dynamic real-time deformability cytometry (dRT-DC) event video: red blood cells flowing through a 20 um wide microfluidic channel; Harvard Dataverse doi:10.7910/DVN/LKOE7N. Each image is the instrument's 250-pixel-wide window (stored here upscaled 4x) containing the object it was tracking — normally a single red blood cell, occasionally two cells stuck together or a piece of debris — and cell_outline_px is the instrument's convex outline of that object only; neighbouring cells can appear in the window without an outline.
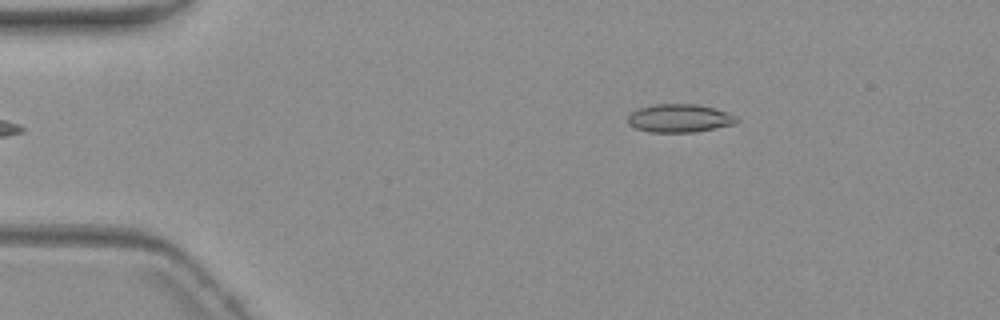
{"species": "common noctule bat (a hibernating species)", "species_latin": "Nyctalus noctula", "temperature_condition": "warm", "stored_images_in_passage": 6, "camera_frame_rate_fps": 3000, "um_per_image_px": 0.085, "animal": {"sex": "female", "body_mass_g": 19.3, "forearm_length_mm": 54.1}, "frame": {"image": 1, "passage_image": 6, "time_ms": 6.333, "image_size_px": [1000, 320], "cell_outline_px": [[740, 120], [736, 124], [696, 132], [652, 132], [636, 128], [628, 124], [628, 116], [632, 112], [640, 108], [656, 104], [696, 104], [728, 112], [736, 116]], "centroid_in_image_um": [57.8, 10.06], "position_along_channel_um": 27.2, "area_um2": 17.86}}